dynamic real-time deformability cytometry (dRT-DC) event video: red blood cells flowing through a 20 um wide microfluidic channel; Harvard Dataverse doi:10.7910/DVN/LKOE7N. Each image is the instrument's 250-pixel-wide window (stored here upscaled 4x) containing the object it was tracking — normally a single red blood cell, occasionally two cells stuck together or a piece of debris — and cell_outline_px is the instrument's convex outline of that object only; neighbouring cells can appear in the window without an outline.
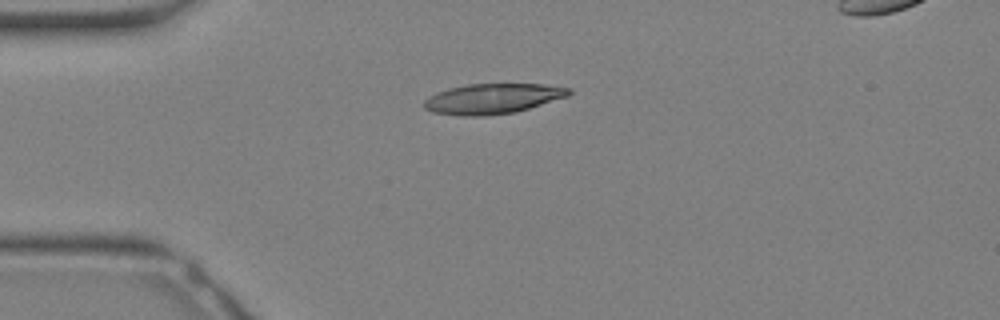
{"species": "Egyptian fruit bat (a non-hibernating species)", "species_latin": "Rousettus aegyptiacus", "temperature_condition": "warm", "stored_images_in_passage": 25, "camera_frame_rate_fps": 3000, "um_per_image_px": 0.085, "animal": {"sex": "female"}, "frame": {"image": 1, "passage_image": 1, "time_ms": 0.0, "image_size_px": [1000, 320], "cell_outline_px": [[572, 92], [568, 96], [516, 112], [484, 116], [460, 116], [432, 112], [424, 108], [424, 100], [436, 92], [448, 88], [468, 84], [544, 84], [572, 88]], "centroid_in_image_um": [41.87, 8.39], "position_along_channel_um": 43.1, "area_um2": 25.61}}
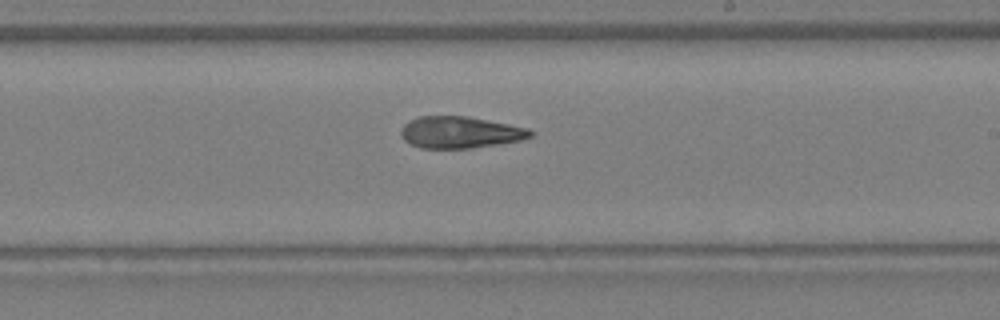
{"frame": {"image": 2, "passage_image": 12, "time_ms": 3.667, "image_size_px": [1000, 320], "cell_outline_px": [[532, 136], [520, 140], [472, 148], [420, 148], [404, 140], [400, 132], [400, 128], [408, 120], [420, 116], [468, 116], [528, 128], [532, 132]], "centroid_in_image_um": [39.06, 11.24], "position_along_channel_um": 249.9, "area_um2": 23.81}}
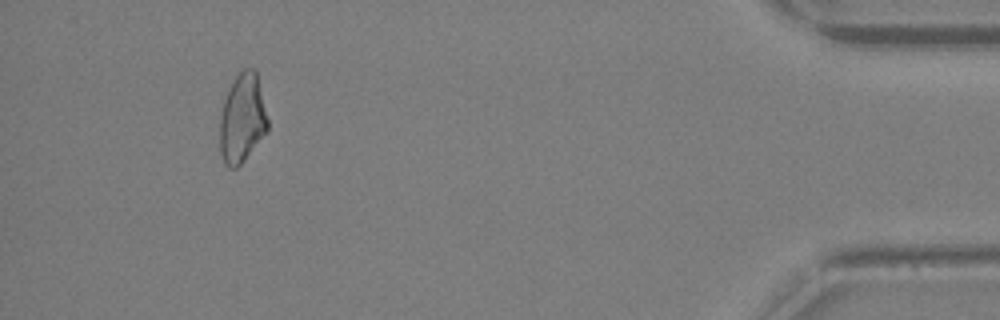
{"frame": {"image": 3, "passage_image": 23, "time_ms": 7.333, "image_size_px": [1000, 320], "cell_outline_px": [[268, 132], [240, 164], [236, 168], [228, 168], [224, 164], [220, 156], [220, 116], [224, 100], [236, 76], [244, 68], [252, 68], [256, 72], [268, 120]], "centroid_in_image_um": [20.59, 10.12], "position_along_channel_um": 414.6, "area_um2": 24.68}}